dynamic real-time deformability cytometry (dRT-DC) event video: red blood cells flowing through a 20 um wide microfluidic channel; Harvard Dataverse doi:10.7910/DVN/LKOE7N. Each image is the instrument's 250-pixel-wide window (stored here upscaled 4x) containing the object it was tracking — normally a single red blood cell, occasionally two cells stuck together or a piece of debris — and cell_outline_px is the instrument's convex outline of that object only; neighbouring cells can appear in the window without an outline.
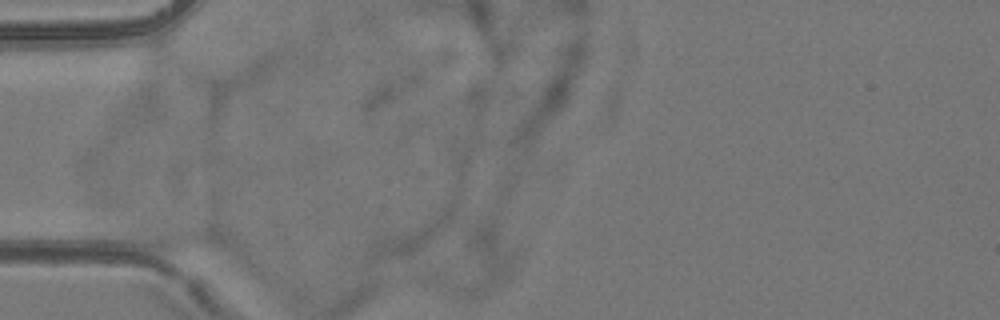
{"species": "common noctule bat (a hibernating species)", "species_latin": "Nyctalus noctula", "temperature_condition": "room temperature", "stored_images_in_passage": 3, "camera_frame_rate_fps": 3000, "um_per_image_px": 0.085, "animal": {"sex": "female", "body_mass_g": 24.6, "forearm_length_mm": 56.2}, "frame": {"image": 1, "passage_image": 2, "time_ms": 0.333, "image_size_px": [1000, 320], "cell_outline_px": [[228, 248], [172, 252], [168, 252], [144, 244], [124, 224], [148, 220], [212, 228], [224, 240]], "centroid_in_image_um": [14.99, 20.09], "position_along_channel_um": 70.0, "area_um2": 15.84}}